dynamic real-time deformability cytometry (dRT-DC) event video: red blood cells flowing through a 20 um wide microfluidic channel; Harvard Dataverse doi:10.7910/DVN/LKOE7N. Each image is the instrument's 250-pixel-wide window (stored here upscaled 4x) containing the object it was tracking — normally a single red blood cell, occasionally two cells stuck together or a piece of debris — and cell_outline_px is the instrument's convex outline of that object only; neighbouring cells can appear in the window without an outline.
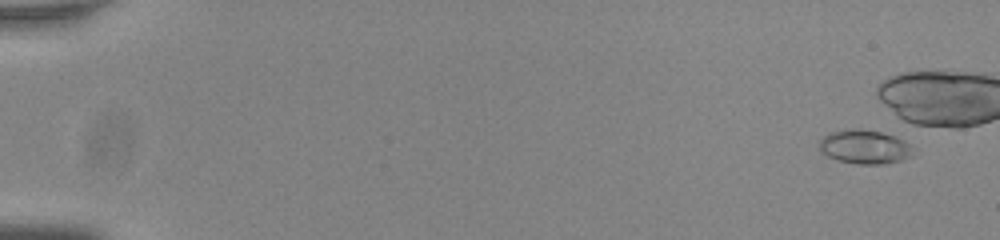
{"species": "common noctule bat (a hibernating species)", "species_latin": "Nyctalus noctula", "temperature_condition": "room temperature", "stored_images_in_passage": 8, "camera_frame_rate_fps": 3000, "um_per_image_px": 0.085, "animal": {"sex": "male", "body_mass_g": 20.0, "forearm_length_mm": 53.3}, "frame": {"image": 1, "passage_image": 4, "time_ms": 1.0, "image_size_px": [1000, 240], "cell_outline_px": [[912, 156], [900, 160], [884, 164], [856, 164], [836, 160], [828, 156], [820, 148], [820, 140], [824, 136], [832, 132], [856, 128], [880, 132], [904, 140], [908, 144]], "centroid_in_image_um": [73.47, 12.5], "position_along_channel_um": 11.5, "area_um2": 18.09}}